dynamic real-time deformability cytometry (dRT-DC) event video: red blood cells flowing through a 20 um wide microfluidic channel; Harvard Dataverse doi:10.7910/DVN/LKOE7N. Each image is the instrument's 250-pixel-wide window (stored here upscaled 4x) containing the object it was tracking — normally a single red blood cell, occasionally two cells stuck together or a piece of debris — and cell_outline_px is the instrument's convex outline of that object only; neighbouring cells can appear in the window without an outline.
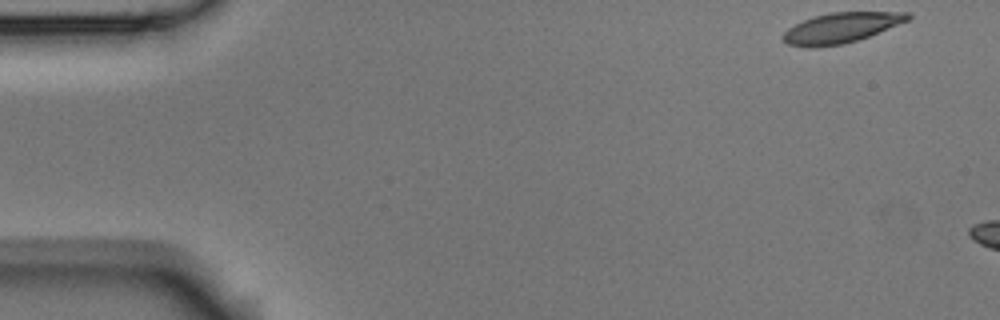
{"species": "Egyptian fruit bat (a non-hibernating species)", "species_latin": "Rousettus aegyptiacus", "temperature_condition": "room temperature", "stored_images_in_passage": 6, "camera_frame_rate_fps": 3000, "um_per_image_px": 0.085, "animal": {"sex": "male"}, "frame": {"image": 1, "passage_image": 1, "time_ms": 0.0, "image_size_px": [1000, 320], "cell_outline_px": [[912, 16], [908, 20], [868, 36], [844, 44], [816, 48], [808, 48], [788, 44], [780, 36], [788, 28], [812, 16], [832, 12], [908, 12]], "centroid_in_image_um": [71.44, 2.37], "position_along_channel_um": 13.6, "area_um2": 21.91}}